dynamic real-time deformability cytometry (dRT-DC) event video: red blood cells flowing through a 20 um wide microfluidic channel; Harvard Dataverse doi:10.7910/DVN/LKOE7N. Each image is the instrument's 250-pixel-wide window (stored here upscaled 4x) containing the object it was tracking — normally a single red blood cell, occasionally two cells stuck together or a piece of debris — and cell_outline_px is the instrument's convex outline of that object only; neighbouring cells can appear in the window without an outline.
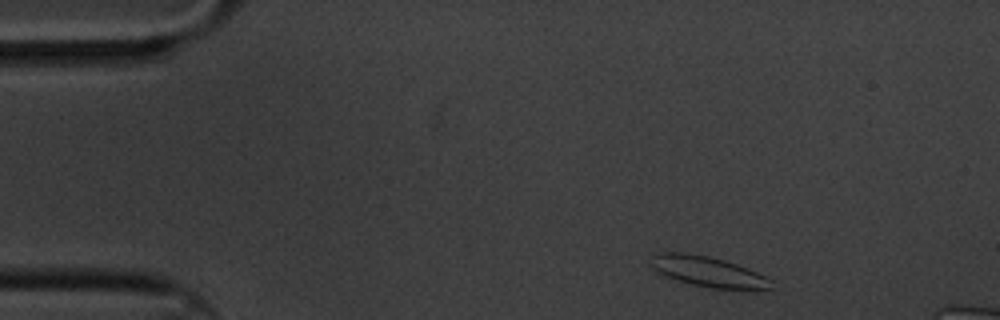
{"species": "common noctule bat (a hibernating species)", "species_latin": "Nyctalus noctula", "temperature_condition": "cold", "stored_images_in_passage": 54, "segment_of_instrument_passage": [1, 2], "camera_frame_rate_fps": 3000, "um_per_image_px": 0.085, "animal": {"sex": "male", "body_mass_g": 20.1, "forearm_length_mm": 53.5}, "frame": {"image": 1, "passage_image": 1, "time_ms": 0.0, "image_size_px": [1000, 320], "cell_outline_px": [[772, 288], [708, 288], [692, 284], [668, 276], [652, 268], [652, 256], [656, 252], [684, 252], [708, 256], [724, 260], [748, 268], [772, 280]], "centroid_in_image_um": [60.16, 23.06], "position_along_channel_um": 24.8, "area_um2": 20.75}}
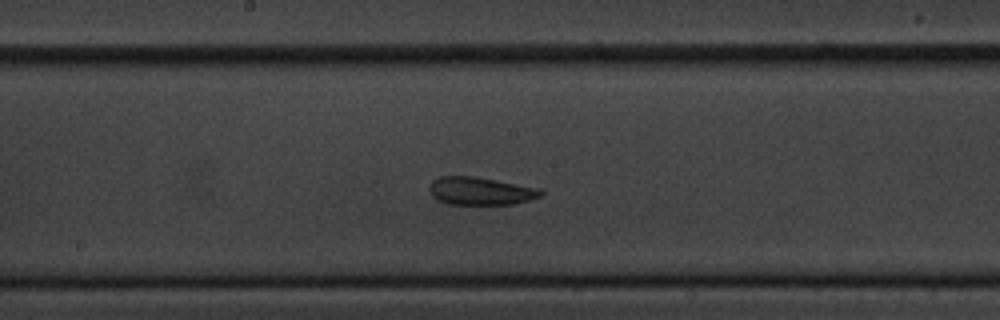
{"frame": {"image": 2, "passage_image": 24, "time_ms": 7.667, "image_size_px": [1000, 320], "cell_outline_px": [[544, 192], [540, 196], [532, 200], [512, 204], [448, 204], [436, 200], [432, 196], [428, 188], [428, 184], [432, 180], [440, 176], [476, 176], [540, 188]], "centroid_in_image_um": [40.82, 16.23], "position_along_channel_um": 207.4, "area_um2": 18.38}}
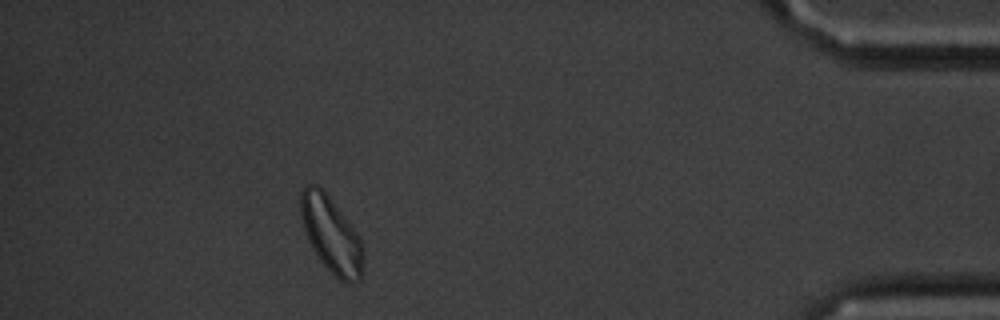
{"frame": {"image": 3, "passage_image": 47, "time_ms": 15.333, "image_size_px": [1000, 320], "cell_outline_px": [[364, 272], [360, 280], [352, 284], [344, 284], [320, 260], [312, 248], [308, 240], [304, 228], [300, 212], [300, 192], [308, 184], [316, 184], [328, 196], [348, 220], [360, 236], [364, 252]], "centroid_in_image_um": [28.2, 20.0], "position_along_channel_um": 407.0, "area_um2": 27.86}}